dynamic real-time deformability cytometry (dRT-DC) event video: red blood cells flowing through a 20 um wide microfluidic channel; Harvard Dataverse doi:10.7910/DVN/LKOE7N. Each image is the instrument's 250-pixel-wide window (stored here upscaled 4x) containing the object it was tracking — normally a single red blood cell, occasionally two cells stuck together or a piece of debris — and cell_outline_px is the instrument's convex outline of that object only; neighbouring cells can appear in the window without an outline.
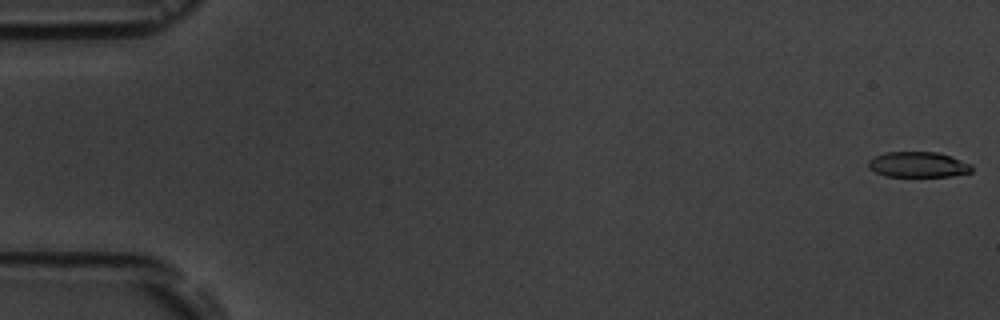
{"species": "common noctule bat (a hibernating species)", "species_latin": "Nyctalus noctula", "temperature_condition": "room temperature", "stored_images_in_passage": 4, "segment_of_instrument_passage": [2, 2], "camera_frame_rate_fps": 3000, "um_per_image_px": 0.085, "animal": {"sex": "male", "body_mass_g": 19.5, "forearm_length_mm": 54.6}, "frame": {"image": 1, "passage_image": 4, "time_ms": 4.333, "image_size_px": [1000, 320], "cell_outline_px": [[972, 172], [952, 176], [884, 176], [868, 168], [868, 160], [872, 156], [884, 152], [936, 152], [972, 164]], "centroid_in_image_um": [77.99, 13.99], "position_along_channel_um": 7.0, "area_um2": 15.37}}